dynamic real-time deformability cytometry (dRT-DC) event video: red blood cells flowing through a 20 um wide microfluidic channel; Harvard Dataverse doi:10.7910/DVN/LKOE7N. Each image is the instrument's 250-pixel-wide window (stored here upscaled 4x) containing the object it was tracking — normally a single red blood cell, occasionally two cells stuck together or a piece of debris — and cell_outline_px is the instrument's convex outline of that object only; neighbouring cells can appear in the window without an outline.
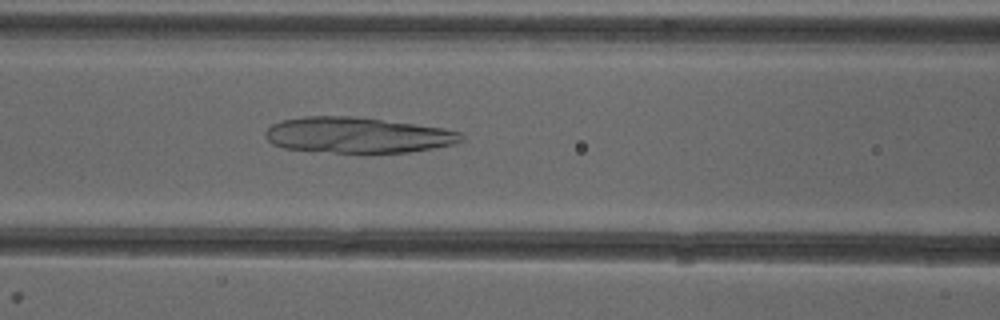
{"species": "common noctule bat (a hibernating species)", "species_latin": "Nyctalus noctula", "temperature_condition": "cold", "stored_images_in_passage": 28, "camera_frame_rate_fps": 3000, "um_per_image_px": 0.085, "animal": {"sex": "female"}, "frame": {"image": 1, "passage_image": 7, "time_ms": 2.0, "image_size_px": [1000, 320], "cell_outline_px": [[464, 140], [456, 144], [408, 152], [332, 152], [284, 148], [272, 144], [264, 136], [264, 132], [272, 124], [284, 120], [304, 116], [352, 116], [444, 128], [460, 132], [464, 136]], "centroid_in_image_um": [30.39, 11.48], "position_along_channel_um": 136.2, "area_um2": 40.52}}
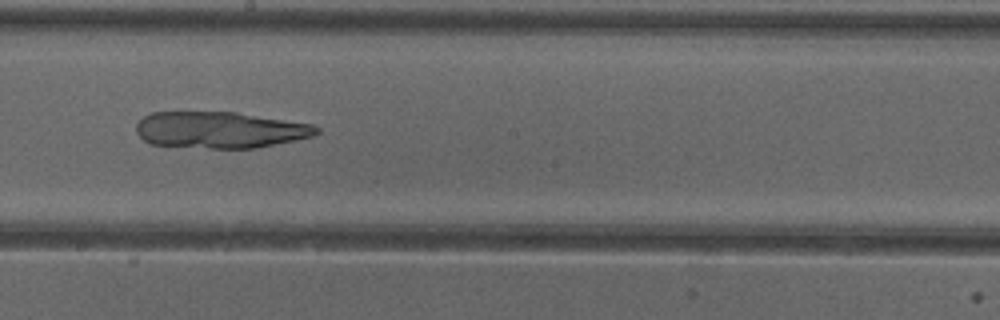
{"frame": {"image": 2, "passage_image": 14, "time_ms": 4.333, "image_size_px": [1000, 320], "cell_outline_px": [[320, 132], [312, 136], [296, 140], [256, 148], [208, 148], [152, 144], [144, 140], [136, 132], [136, 124], [144, 116], [152, 112], [236, 112], [312, 124], [320, 128]], "centroid_in_image_um": [18.71, 11.04], "position_along_channel_um": 229.5, "area_um2": 38.21}}
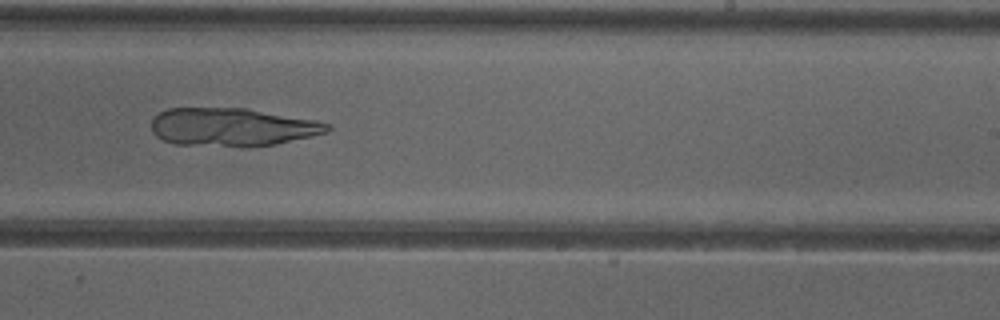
{"frame": {"image": 3, "passage_image": 17, "time_ms": 5.333, "image_size_px": [1000, 320], "cell_outline_px": [[332, 128], [328, 132], [312, 136], [276, 144], [176, 144], [164, 140], [156, 136], [152, 132], [152, 120], [160, 112], [168, 108], [244, 108], [316, 120], [328, 124]], "centroid_in_image_um": [19.74, 10.76], "position_along_channel_um": 269.3, "area_um2": 37.97}}